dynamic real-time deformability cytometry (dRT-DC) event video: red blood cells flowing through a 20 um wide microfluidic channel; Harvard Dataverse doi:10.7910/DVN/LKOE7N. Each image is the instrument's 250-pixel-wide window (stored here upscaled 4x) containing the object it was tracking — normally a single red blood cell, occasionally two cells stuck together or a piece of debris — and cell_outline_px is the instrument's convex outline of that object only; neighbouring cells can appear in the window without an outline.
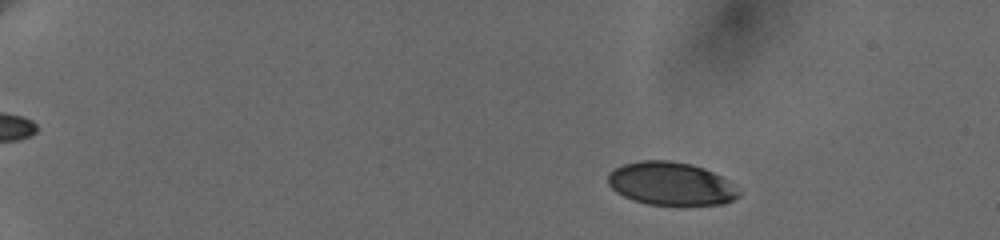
{"species": "human", "species_latin": "Homo sapiens", "temperature_condition": "cold", "stored_images_in_passage": 8, "camera_frame_rate_fps": 3000, "um_per_image_px": 0.085, "donor": {"sex": "female"}, "frame": {"image": 1, "passage_image": 4, "time_ms": 2.667, "image_size_px": [1000, 240], "cell_outline_px": [[740, 196], [724, 204], [648, 204], [632, 200], [616, 192], [608, 184], [608, 172], [624, 164], [640, 160], [668, 160], [692, 164], [704, 168], [728, 180], [740, 192]], "centroid_in_image_um": [57.01, 15.6], "position_along_channel_um": 28.0, "area_um2": 32.71}}